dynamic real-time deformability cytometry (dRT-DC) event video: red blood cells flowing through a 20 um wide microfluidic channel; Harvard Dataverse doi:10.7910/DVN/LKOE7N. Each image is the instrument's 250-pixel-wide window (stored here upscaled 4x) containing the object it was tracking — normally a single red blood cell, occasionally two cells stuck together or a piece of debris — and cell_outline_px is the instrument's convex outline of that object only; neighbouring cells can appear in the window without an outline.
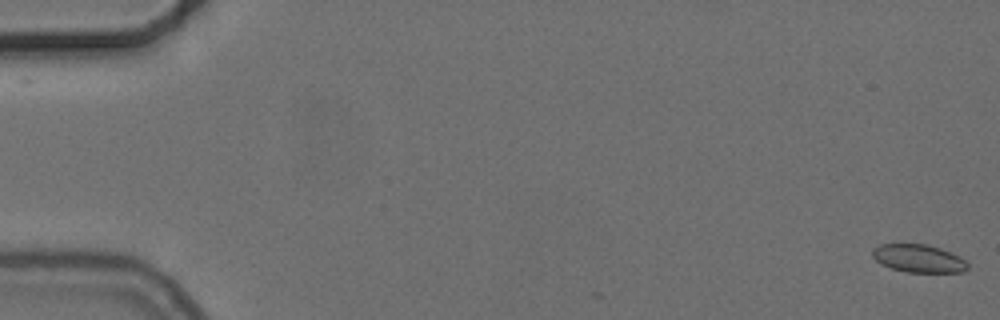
{"species": "common noctule bat (a hibernating species)", "species_latin": "Nyctalus noctula", "temperature_condition": "cold", "stored_images_in_passage": 6, "camera_frame_rate_fps": 3000, "um_per_image_px": 0.085, "animal": {"sex": "female", "body_mass_g": 24.6, "forearm_length_mm": 56.2}, "frame": {"image": 1, "passage_image": 1, "time_ms": 0.0, "image_size_px": [1000, 320], "cell_outline_px": [[968, 268], [964, 272], [908, 272], [892, 268], [880, 264], [872, 256], [872, 248], [880, 244], [924, 244], [940, 248], [960, 256], [968, 264]], "centroid_in_image_um": [78.07, 21.96], "position_along_channel_um": 6.9, "area_um2": 15.49}}